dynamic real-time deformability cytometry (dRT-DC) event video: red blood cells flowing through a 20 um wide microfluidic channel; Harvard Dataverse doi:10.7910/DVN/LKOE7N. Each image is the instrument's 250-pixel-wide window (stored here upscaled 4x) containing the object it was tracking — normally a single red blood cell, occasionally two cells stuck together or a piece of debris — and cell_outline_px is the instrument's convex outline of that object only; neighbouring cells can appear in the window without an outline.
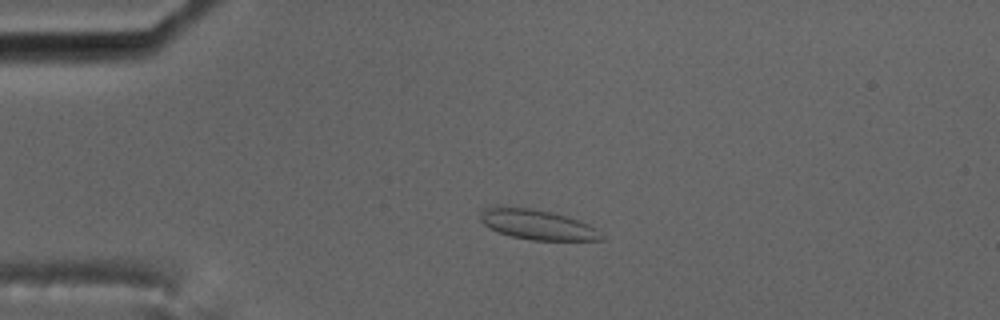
{"species": "common noctule bat (a hibernating species)", "species_latin": "Nyctalus noctula", "temperature_condition": "cold", "stored_images_in_passage": 7, "camera_frame_rate_fps": 3000, "um_per_image_px": 0.085, "animal": {"sex": "male", "body_mass_g": 17.5, "forearm_length_mm": 52.3}, "frame": {"image": 1, "passage_image": 4, "time_ms": 3.333, "image_size_px": [1000, 320], "cell_outline_px": [[604, 240], [532, 240], [512, 236], [488, 228], [480, 220], [480, 216], [484, 208], [488, 204], [500, 204], [532, 208], [552, 212], [568, 216], [588, 224], [604, 236]], "centroid_in_image_um": [45.58, 19.04], "position_along_channel_um": 39.4, "area_um2": 21.56}}